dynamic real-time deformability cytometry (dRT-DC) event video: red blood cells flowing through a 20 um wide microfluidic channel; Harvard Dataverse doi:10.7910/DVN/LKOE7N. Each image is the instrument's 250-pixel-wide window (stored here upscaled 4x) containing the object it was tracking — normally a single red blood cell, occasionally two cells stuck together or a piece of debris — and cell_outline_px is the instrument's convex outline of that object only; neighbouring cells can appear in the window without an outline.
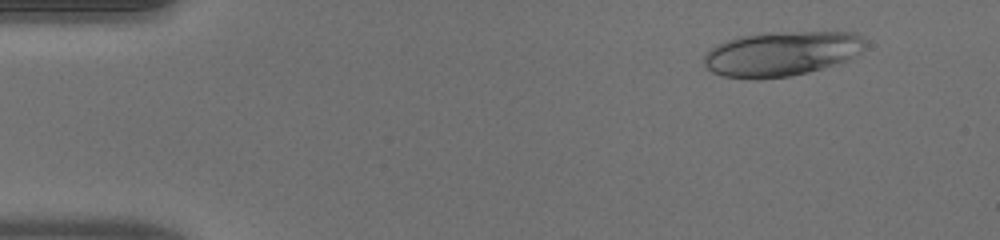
{"species": "human", "species_latin": "Homo sapiens", "temperature_condition": "warm", "stored_images_in_passage": 50, "camera_frame_rate_fps": 3000, "um_per_image_px": 0.085, "donor": {"sex": "male"}, "frame": {"image": 1, "passage_image": 5, "time_ms": 1.333, "image_size_px": [1000, 240], "cell_outline_px": [[864, 48], [856, 56], [848, 60], [808, 72], [792, 76], [756, 80], [724, 76], [712, 72], [704, 64], [704, 56], [712, 48], [728, 40], [740, 36], [760, 32], [856, 32], [864, 40]], "centroid_in_image_um": [66.44, 4.57], "position_along_channel_um": 18.6, "area_um2": 42.08}}
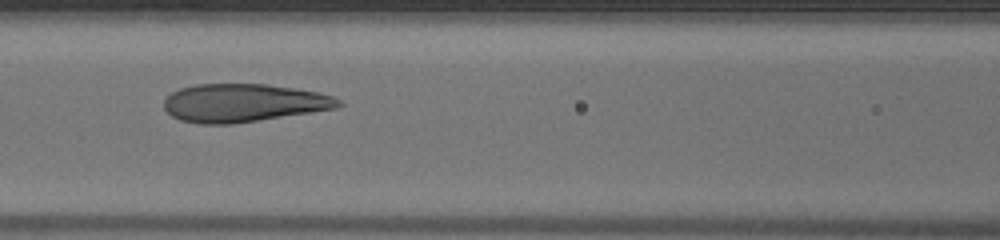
{"frame": {"image": 2, "passage_image": 22, "time_ms": 7.0, "image_size_px": [1000, 240], "cell_outline_px": [[344, 104], [336, 108], [232, 124], [200, 124], [180, 120], [172, 116], [164, 108], [164, 100], [172, 92], [180, 88], [196, 84], [264, 84], [292, 88], [316, 92], [332, 96], [340, 100]], "centroid_in_image_um": [20.65, 8.75], "position_along_channel_um": 145.9, "area_um2": 38.44}}
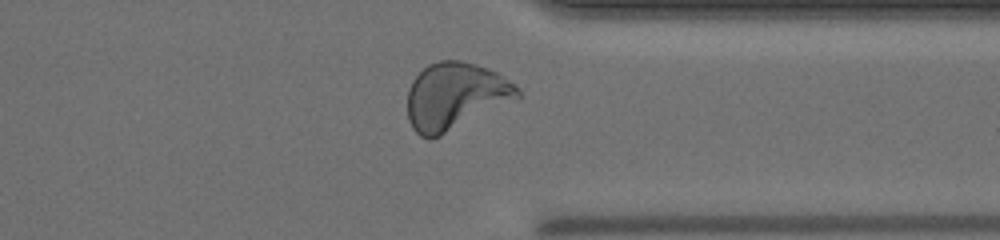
{"frame": {"image": 3, "passage_image": 39, "time_ms": 12.667, "image_size_px": [1000, 240], "cell_outline_px": [[520, 96], [432, 140], [428, 140], [420, 136], [412, 128], [408, 120], [408, 88], [412, 80], [428, 64], [440, 60], [460, 60], [476, 64], [488, 68], [504, 76], [520, 88]], "centroid_in_image_um": [38.66, 8.16], "position_along_channel_um": 372.7, "area_um2": 42.77}, "authors_computed_cell_mechanics": {"area_um2": 41.1247, "velocity_mm_per_s": 4.0433, "shape_relaxation_time_tau1_ms": 7.3827, "shape_relaxation_time_tau2_ms": 0.916, "deformation_change_tau1": 0.2456, "deformation_change_tau2": 0.0799}}